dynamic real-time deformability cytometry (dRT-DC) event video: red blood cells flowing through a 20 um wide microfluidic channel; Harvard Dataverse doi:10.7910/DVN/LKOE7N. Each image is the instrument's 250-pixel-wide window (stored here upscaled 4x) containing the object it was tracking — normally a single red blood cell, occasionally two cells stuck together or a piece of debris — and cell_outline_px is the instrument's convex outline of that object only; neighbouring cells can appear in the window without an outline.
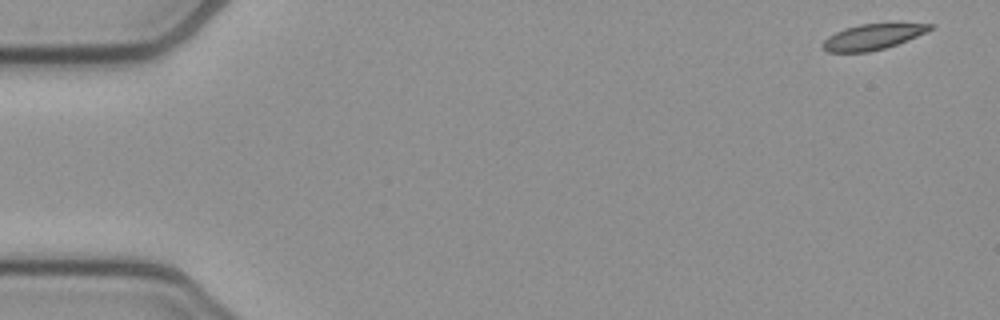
{"species": "common noctule bat (a hibernating species)", "species_latin": "Nyctalus noctula", "temperature_condition": "cold", "stored_images_in_passage": 52, "camera_frame_rate_fps": 3000, "um_per_image_px": 0.085, "animal": {"sex": "female", "body_mass_g": 21.9}, "frame": {"image": 1, "passage_image": 1, "time_ms": 0.0, "image_size_px": [1000, 320], "cell_outline_px": [[936, 24], [928, 32], [908, 40], [884, 48], [868, 52], [828, 52], [820, 48], [820, 44], [828, 36], [844, 28], [860, 24]], "centroid_in_image_um": [74.13, 3.14], "position_along_channel_um": 10.9, "area_um2": 15.95}}
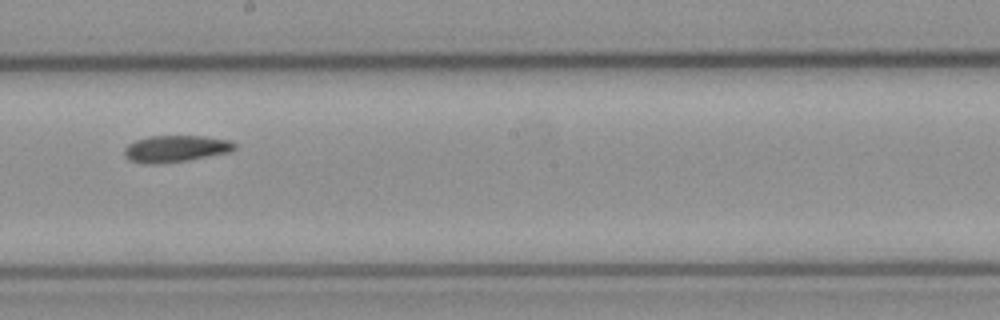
{"frame": {"image": 2, "passage_image": 29, "time_ms": 9.333, "image_size_px": [1000, 320], "cell_outline_px": [[236, 148], [232, 152], [188, 160], [156, 164], [144, 164], [128, 160], [124, 156], [124, 148], [128, 144], [136, 140], [148, 136], [204, 136], [228, 140], [236, 144]], "centroid_in_image_um": [14.91, 12.65], "position_along_channel_um": 233.3, "area_um2": 17.34}}
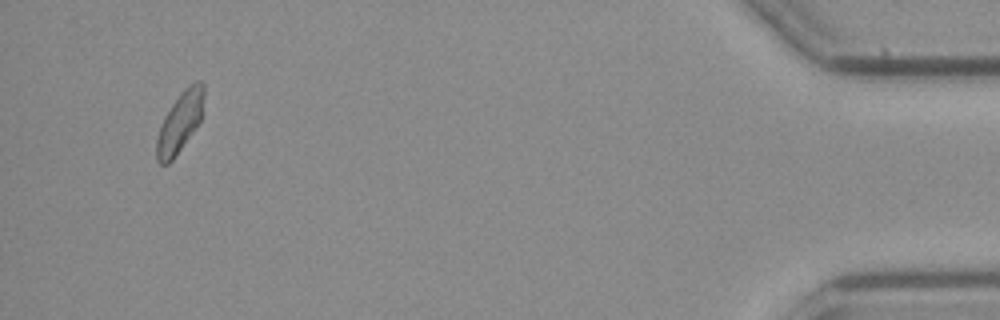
{"frame": {"image": 3, "passage_image": 50, "time_ms": 16.333, "image_size_px": [1000, 320], "cell_outline_px": [[204, 96], [200, 120], [196, 128], [172, 160], [168, 164], [160, 164], [156, 160], [156, 140], [164, 116], [180, 92], [188, 84], [196, 80], [200, 80], [204, 84]], "centroid_in_image_um": [15.29, 10.36], "position_along_channel_um": 419.9, "area_um2": 16.59}, "authors_computed_cell_mechanics": {"area_um2": 17.0221, "velocity_mm_per_s": 3.8207, "shape_relaxation_time_tau1_ms": 9.7479, "shape_relaxation_time_tau2_ms": null, "deformation_change_tau1": 0.1693, "deformation_change_tau2": null}}